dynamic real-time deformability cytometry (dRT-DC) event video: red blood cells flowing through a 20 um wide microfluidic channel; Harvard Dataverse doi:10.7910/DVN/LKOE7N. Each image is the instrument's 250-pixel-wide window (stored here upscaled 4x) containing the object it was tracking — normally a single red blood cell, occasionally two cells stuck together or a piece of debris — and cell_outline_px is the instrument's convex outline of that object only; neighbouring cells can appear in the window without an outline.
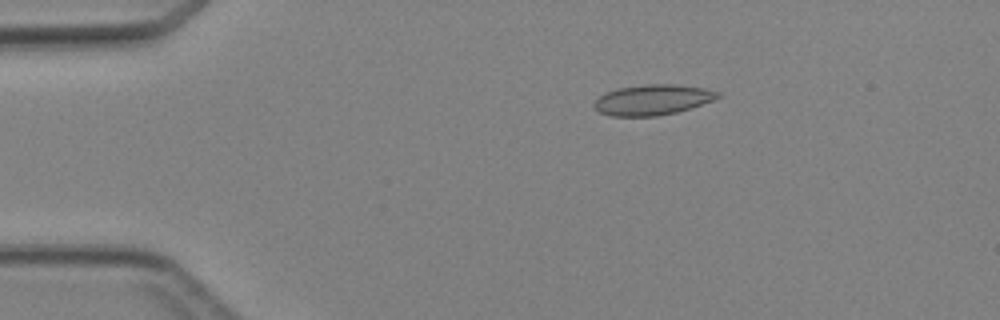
{"species": "Egyptian fruit bat (a non-hibernating species)", "species_latin": "Rousettus aegyptiacus", "temperature_condition": "cold", "stored_images_in_passage": 43, "camera_frame_rate_fps": 3000, "um_per_image_px": 0.085, "animal": {"sex": "female"}, "frame": {"image": 1, "passage_image": 6, "time_ms": 1.667, "image_size_px": [1000, 320], "cell_outline_px": [[724, 96], [676, 112], [656, 116], [612, 116], [600, 112], [592, 108], [592, 104], [604, 92], [620, 88], [644, 84], [676, 84], [704, 88], [720, 92]], "centroid_in_image_um": [55.45, 8.47], "position_along_channel_um": 29.6, "area_um2": 21.91}}
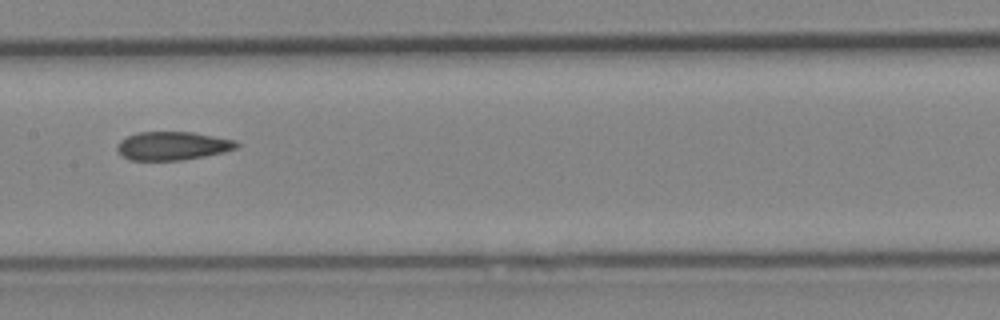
{"frame": {"image": 2, "passage_image": 21, "time_ms": 6.667, "image_size_px": [1000, 320], "cell_outline_px": [[240, 144], [236, 148], [224, 152], [204, 156], [180, 160], [128, 160], [116, 148], [120, 140], [128, 136], [140, 132], [192, 132], [236, 140]], "centroid_in_image_um": [14.69, 12.39], "position_along_channel_um": 192.7, "area_um2": 19.65}}
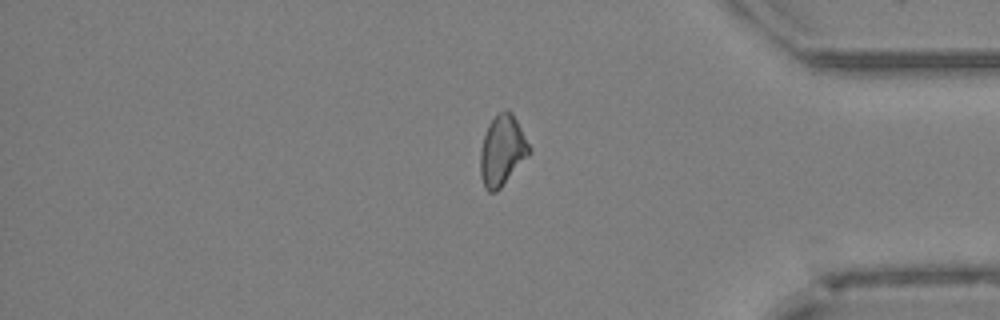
{"frame": {"image": 3, "passage_image": 36, "time_ms": 11.667, "image_size_px": [1000, 320], "cell_outline_px": [[532, 152], [500, 188], [496, 192], [488, 192], [484, 188], [480, 176], [480, 148], [488, 124], [504, 108], [508, 108], [512, 112], [532, 148]], "centroid_in_image_um": [42.69, 12.79], "position_along_channel_um": 392.5, "area_um2": 20.29}}